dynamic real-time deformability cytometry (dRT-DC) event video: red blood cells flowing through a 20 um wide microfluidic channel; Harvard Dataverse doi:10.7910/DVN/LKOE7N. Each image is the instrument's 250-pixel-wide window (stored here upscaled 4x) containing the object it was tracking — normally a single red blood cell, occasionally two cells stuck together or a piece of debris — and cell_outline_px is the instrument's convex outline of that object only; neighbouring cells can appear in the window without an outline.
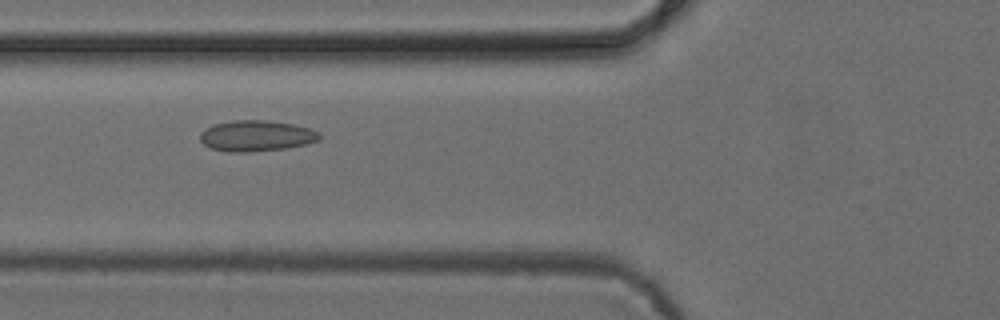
{"species": "common noctule bat (a hibernating species)", "species_latin": "Nyctalus noctula", "temperature_condition": "cold", "stored_images_in_passage": 41, "camera_frame_rate_fps": 3000, "um_per_image_px": 0.085, "animal": {"sex": "female", "body_mass_g": 24.6, "forearm_length_mm": 56.2}, "frame": {"image": 1, "passage_image": 20, "time_ms": 6.333, "image_size_px": [1000, 320], "cell_outline_px": [[320, 140], [304, 144], [284, 148], [248, 152], [232, 152], [212, 148], [204, 144], [200, 140], [200, 132], [204, 128], [212, 124], [236, 120], [268, 120], [292, 124], [308, 128], [320, 132]], "centroid_in_image_um": [21.76, 11.53], "position_along_channel_um": 104.0, "area_um2": 21.39}}
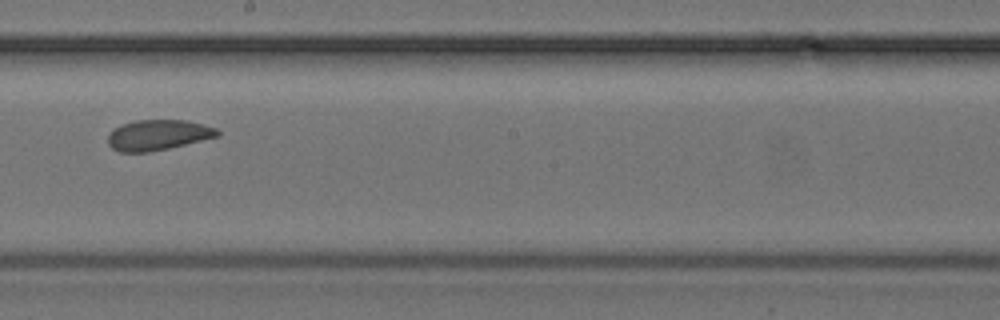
{"frame": {"image": 2, "passage_image": 30, "time_ms": 9.667, "image_size_px": [1000, 320], "cell_outline_px": [[220, 136], [168, 148], [148, 152], [120, 152], [112, 148], [108, 144], [108, 136], [120, 124], [136, 120], [188, 120], [216, 128], [220, 132]], "centroid_in_image_um": [13.44, 11.47], "position_along_channel_um": 234.8, "area_um2": 19.36}}
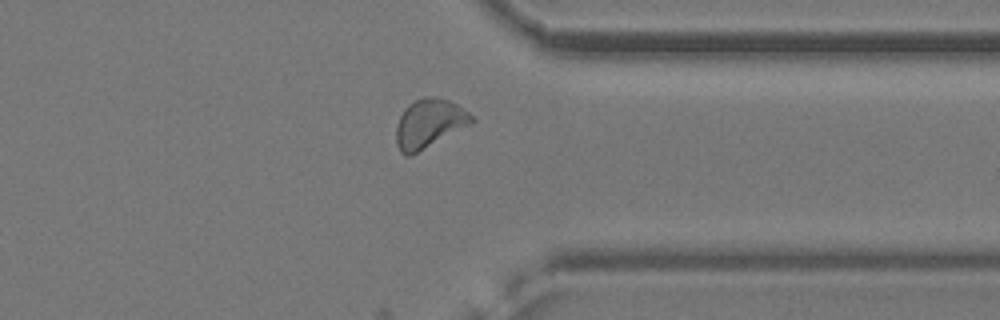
{"frame": {"image": 3, "passage_image": 41, "time_ms": 13.333, "image_size_px": [1000, 320], "cell_outline_px": [[476, 120], [472, 124], [408, 156], [404, 156], [400, 152], [396, 144], [396, 128], [400, 116], [404, 108], [408, 104], [424, 96], [436, 96], [448, 100], [456, 104], [468, 112]], "centroid_in_image_um": [36.47, 10.48], "position_along_channel_um": 374.9, "area_um2": 21.33}, "authors_computed_cell_mechanics": {"area_um2": 21.3282, "velocity_mm_per_s": 3.9031, "shape_relaxation_time_tau1_ms": null, "shape_relaxation_time_tau2_ms": 1.1332, "deformation_change_tau1": null, "deformation_change_tau2": 0.0502}}